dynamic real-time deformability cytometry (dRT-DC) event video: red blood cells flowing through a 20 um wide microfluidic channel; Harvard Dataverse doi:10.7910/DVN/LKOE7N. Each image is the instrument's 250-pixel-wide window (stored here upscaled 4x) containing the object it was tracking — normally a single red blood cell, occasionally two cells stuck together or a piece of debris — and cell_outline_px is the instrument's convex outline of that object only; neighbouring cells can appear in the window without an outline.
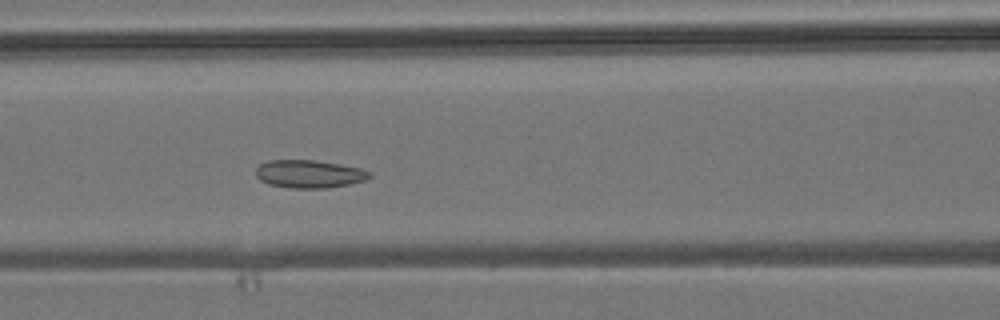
{"species": "common noctule bat (a hibernating species)", "species_latin": "Nyctalus noctula", "temperature_condition": "room temperature", "stored_images_in_passage": 4, "camera_frame_rate_fps": 3000, "um_per_image_px": 0.085, "animal": {"sex": "male", "body_mass_g": 19.2, "forearm_length_mm": 51.8}, "frame": {"image": 1, "passage_image": 4, "time_ms": 3.333, "image_size_px": [1000, 320], "cell_outline_px": [[372, 176], [364, 180], [348, 184], [328, 188], [292, 188], [268, 184], [260, 180], [256, 176], [256, 168], [260, 164], [268, 160], [316, 160], [340, 164], [360, 168], [372, 172]], "centroid_in_image_um": [26.28, 14.78], "position_along_channel_um": 140.3, "area_um2": 18.55}}